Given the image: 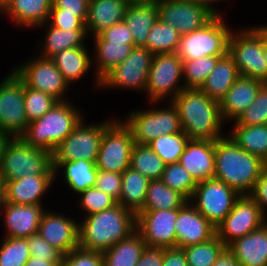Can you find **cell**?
I'll list each match as a JSON object with an SVG mask.
<instances>
[{"label": "cell", "instance_id": "cell-50", "mask_svg": "<svg viewBox=\"0 0 267 266\" xmlns=\"http://www.w3.org/2000/svg\"><path fill=\"white\" fill-rule=\"evenodd\" d=\"M48 23L61 30H86L85 23L76 13L64 12L61 8H51Z\"/></svg>", "mask_w": 267, "mask_h": 266}, {"label": "cell", "instance_id": "cell-8", "mask_svg": "<svg viewBox=\"0 0 267 266\" xmlns=\"http://www.w3.org/2000/svg\"><path fill=\"white\" fill-rule=\"evenodd\" d=\"M167 107L132 110L122 121L130 129L134 143L148 144L160 135L182 132L181 121L174 105L167 100Z\"/></svg>", "mask_w": 267, "mask_h": 266}, {"label": "cell", "instance_id": "cell-46", "mask_svg": "<svg viewBox=\"0 0 267 266\" xmlns=\"http://www.w3.org/2000/svg\"><path fill=\"white\" fill-rule=\"evenodd\" d=\"M239 125L267 124V84L264 83L255 101L235 120Z\"/></svg>", "mask_w": 267, "mask_h": 266}, {"label": "cell", "instance_id": "cell-20", "mask_svg": "<svg viewBox=\"0 0 267 266\" xmlns=\"http://www.w3.org/2000/svg\"><path fill=\"white\" fill-rule=\"evenodd\" d=\"M175 231L176 248L203 243L216 236V227L189 201L179 208Z\"/></svg>", "mask_w": 267, "mask_h": 266}, {"label": "cell", "instance_id": "cell-31", "mask_svg": "<svg viewBox=\"0 0 267 266\" xmlns=\"http://www.w3.org/2000/svg\"><path fill=\"white\" fill-rule=\"evenodd\" d=\"M239 76L233 58L227 54L218 60L215 68L199 89L209 98L220 101Z\"/></svg>", "mask_w": 267, "mask_h": 266}, {"label": "cell", "instance_id": "cell-35", "mask_svg": "<svg viewBox=\"0 0 267 266\" xmlns=\"http://www.w3.org/2000/svg\"><path fill=\"white\" fill-rule=\"evenodd\" d=\"M150 180L131 167L122 173L121 195L118 204L138 214L144 205Z\"/></svg>", "mask_w": 267, "mask_h": 266}, {"label": "cell", "instance_id": "cell-29", "mask_svg": "<svg viewBox=\"0 0 267 266\" xmlns=\"http://www.w3.org/2000/svg\"><path fill=\"white\" fill-rule=\"evenodd\" d=\"M159 19L157 1L152 3L129 4L124 16V23L131 30L135 46L144 47L148 34Z\"/></svg>", "mask_w": 267, "mask_h": 266}, {"label": "cell", "instance_id": "cell-44", "mask_svg": "<svg viewBox=\"0 0 267 266\" xmlns=\"http://www.w3.org/2000/svg\"><path fill=\"white\" fill-rule=\"evenodd\" d=\"M0 244V266H24L31 256L26 238L4 237Z\"/></svg>", "mask_w": 267, "mask_h": 266}, {"label": "cell", "instance_id": "cell-23", "mask_svg": "<svg viewBox=\"0 0 267 266\" xmlns=\"http://www.w3.org/2000/svg\"><path fill=\"white\" fill-rule=\"evenodd\" d=\"M55 175L25 176L21 179L6 180L5 200L18 205H43L42 198L55 183Z\"/></svg>", "mask_w": 267, "mask_h": 266}, {"label": "cell", "instance_id": "cell-63", "mask_svg": "<svg viewBox=\"0 0 267 266\" xmlns=\"http://www.w3.org/2000/svg\"><path fill=\"white\" fill-rule=\"evenodd\" d=\"M129 4H138V3H152L157 0H127Z\"/></svg>", "mask_w": 267, "mask_h": 266}, {"label": "cell", "instance_id": "cell-15", "mask_svg": "<svg viewBox=\"0 0 267 266\" xmlns=\"http://www.w3.org/2000/svg\"><path fill=\"white\" fill-rule=\"evenodd\" d=\"M154 54L146 47L135 46L131 54L100 80L99 89H131L145 92L147 75Z\"/></svg>", "mask_w": 267, "mask_h": 266}, {"label": "cell", "instance_id": "cell-56", "mask_svg": "<svg viewBox=\"0 0 267 266\" xmlns=\"http://www.w3.org/2000/svg\"><path fill=\"white\" fill-rule=\"evenodd\" d=\"M162 266H188L184 251L181 248L163 249Z\"/></svg>", "mask_w": 267, "mask_h": 266}, {"label": "cell", "instance_id": "cell-54", "mask_svg": "<svg viewBox=\"0 0 267 266\" xmlns=\"http://www.w3.org/2000/svg\"><path fill=\"white\" fill-rule=\"evenodd\" d=\"M250 196L267 216V166L261 171Z\"/></svg>", "mask_w": 267, "mask_h": 266}, {"label": "cell", "instance_id": "cell-38", "mask_svg": "<svg viewBox=\"0 0 267 266\" xmlns=\"http://www.w3.org/2000/svg\"><path fill=\"white\" fill-rule=\"evenodd\" d=\"M163 160L148 146L134 143L131 151L130 167L149 180L161 179L165 169Z\"/></svg>", "mask_w": 267, "mask_h": 266}, {"label": "cell", "instance_id": "cell-3", "mask_svg": "<svg viewBox=\"0 0 267 266\" xmlns=\"http://www.w3.org/2000/svg\"><path fill=\"white\" fill-rule=\"evenodd\" d=\"M79 223V247L104 252L136 231V214L120 204L85 216Z\"/></svg>", "mask_w": 267, "mask_h": 266}, {"label": "cell", "instance_id": "cell-34", "mask_svg": "<svg viewBox=\"0 0 267 266\" xmlns=\"http://www.w3.org/2000/svg\"><path fill=\"white\" fill-rule=\"evenodd\" d=\"M146 247L141 234L136 230L102 252L103 266H135Z\"/></svg>", "mask_w": 267, "mask_h": 266}, {"label": "cell", "instance_id": "cell-43", "mask_svg": "<svg viewBox=\"0 0 267 266\" xmlns=\"http://www.w3.org/2000/svg\"><path fill=\"white\" fill-rule=\"evenodd\" d=\"M161 180L166 186L181 194L187 201L191 199L197 186V182L179 162L166 164Z\"/></svg>", "mask_w": 267, "mask_h": 266}, {"label": "cell", "instance_id": "cell-52", "mask_svg": "<svg viewBox=\"0 0 267 266\" xmlns=\"http://www.w3.org/2000/svg\"><path fill=\"white\" fill-rule=\"evenodd\" d=\"M98 35L105 41L126 42V44L134 45L131 30L124 21L102 30Z\"/></svg>", "mask_w": 267, "mask_h": 266}, {"label": "cell", "instance_id": "cell-48", "mask_svg": "<svg viewBox=\"0 0 267 266\" xmlns=\"http://www.w3.org/2000/svg\"><path fill=\"white\" fill-rule=\"evenodd\" d=\"M61 266H103L102 252L77 247L63 256Z\"/></svg>", "mask_w": 267, "mask_h": 266}, {"label": "cell", "instance_id": "cell-14", "mask_svg": "<svg viewBox=\"0 0 267 266\" xmlns=\"http://www.w3.org/2000/svg\"><path fill=\"white\" fill-rule=\"evenodd\" d=\"M12 70L25 83L26 87L51 95L59 102L69 100L64 96L67 95L71 86L65 81L62 73L51 59L36 55L24 63H19Z\"/></svg>", "mask_w": 267, "mask_h": 266}, {"label": "cell", "instance_id": "cell-49", "mask_svg": "<svg viewBox=\"0 0 267 266\" xmlns=\"http://www.w3.org/2000/svg\"><path fill=\"white\" fill-rule=\"evenodd\" d=\"M30 254L32 257L62 263L63 255L43 239L38 233L27 237Z\"/></svg>", "mask_w": 267, "mask_h": 266}, {"label": "cell", "instance_id": "cell-27", "mask_svg": "<svg viewBox=\"0 0 267 266\" xmlns=\"http://www.w3.org/2000/svg\"><path fill=\"white\" fill-rule=\"evenodd\" d=\"M128 6L127 0H89L88 18L85 23L87 35H97L102 30L122 22Z\"/></svg>", "mask_w": 267, "mask_h": 266}, {"label": "cell", "instance_id": "cell-61", "mask_svg": "<svg viewBox=\"0 0 267 266\" xmlns=\"http://www.w3.org/2000/svg\"><path fill=\"white\" fill-rule=\"evenodd\" d=\"M5 202H6V200H5V186H4V181L0 177V212L3 209Z\"/></svg>", "mask_w": 267, "mask_h": 266}, {"label": "cell", "instance_id": "cell-62", "mask_svg": "<svg viewBox=\"0 0 267 266\" xmlns=\"http://www.w3.org/2000/svg\"><path fill=\"white\" fill-rule=\"evenodd\" d=\"M263 51H264V57L267 63V36L263 33Z\"/></svg>", "mask_w": 267, "mask_h": 266}, {"label": "cell", "instance_id": "cell-60", "mask_svg": "<svg viewBox=\"0 0 267 266\" xmlns=\"http://www.w3.org/2000/svg\"><path fill=\"white\" fill-rule=\"evenodd\" d=\"M11 138H12L11 136L0 132V167L2 164V158H3L5 147Z\"/></svg>", "mask_w": 267, "mask_h": 266}, {"label": "cell", "instance_id": "cell-40", "mask_svg": "<svg viewBox=\"0 0 267 266\" xmlns=\"http://www.w3.org/2000/svg\"><path fill=\"white\" fill-rule=\"evenodd\" d=\"M189 141L182 131L175 134L160 135L148 143V146L163 160L165 164L178 163Z\"/></svg>", "mask_w": 267, "mask_h": 266}, {"label": "cell", "instance_id": "cell-1", "mask_svg": "<svg viewBox=\"0 0 267 266\" xmlns=\"http://www.w3.org/2000/svg\"><path fill=\"white\" fill-rule=\"evenodd\" d=\"M171 103L189 139L215 141L225 136L219 101L209 98L202 90L184 88Z\"/></svg>", "mask_w": 267, "mask_h": 266}, {"label": "cell", "instance_id": "cell-47", "mask_svg": "<svg viewBox=\"0 0 267 266\" xmlns=\"http://www.w3.org/2000/svg\"><path fill=\"white\" fill-rule=\"evenodd\" d=\"M78 195H80V204L78 203V205H80V209L86 214L84 216L109 209L117 204V201L113 197L96 187L88 188Z\"/></svg>", "mask_w": 267, "mask_h": 266}, {"label": "cell", "instance_id": "cell-22", "mask_svg": "<svg viewBox=\"0 0 267 266\" xmlns=\"http://www.w3.org/2000/svg\"><path fill=\"white\" fill-rule=\"evenodd\" d=\"M264 83L260 79L240 75L219 101L223 121H235L255 101Z\"/></svg>", "mask_w": 267, "mask_h": 266}, {"label": "cell", "instance_id": "cell-12", "mask_svg": "<svg viewBox=\"0 0 267 266\" xmlns=\"http://www.w3.org/2000/svg\"><path fill=\"white\" fill-rule=\"evenodd\" d=\"M239 197L233 188L213 177L197 182L189 202L217 227L230 213Z\"/></svg>", "mask_w": 267, "mask_h": 266}, {"label": "cell", "instance_id": "cell-65", "mask_svg": "<svg viewBox=\"0 0 267 266\" xmlns=\"http://www.w3.org/2000/svg\"><path fill=\"white\" fill-rule=\"evenodd\" d=\"M258 27L263 31V33L267 36V24H264L262 26H259Z\"/></svg>", "mask_w": 267, "mask_h": 266}, {"label": "cell", "instance_id": "cell-24", "mask_svg": "<svg viewBox=\"0 0 267 266\" xmlns=\"http://www.w3.org/2000/svg\"><path fill=\"white\" fill-rule=\"evenodd\" d=\"M179 163L196 182L214 177L215 141L189 139Z\"/></svg>", "mask_w": 267, "mask_h": 266}, {"label": "cell", "instance_id": "cell-57", "mask_svg": "<svg viewBox=\"0 0 267 266\" xmlns=\"http://www.w3.org/2000/svg\"><path fill=\"white\" fill-rule=\"evenodd\" d=\"M212 266H240L232 254L226 249Z\"/></svg>", "mask_w": 267, "mask_h": 266}, {"label": "cell", "instance_id": "cell-6", "mask_svg": "<svg viewBox=\"0 0 267 266\" xmlns=\"http://www.w3.org/2000/svg\"><path fill=\"white\" fill-rule=\"evenodd\" d=\"M225 21L222 15H216L202 28L181 35L176 56L187 61L205 56L227 55L233 29Z\"/></svg>", "mask_w": 267, "mask_h": 266}, {"label": "cell", "instance_id": "cell-5", "mask_svg": "<svg viewBox=\"0 0 267 266\" xmlns=\"http://www.w3.org/2000/svg\"><path fill=\"white\" fill-rule=\"evenodd\" d=\"M55 175L52 154L25 143L20 137L11 138L5 147L0 177L3 181L25 176Z\"/></svg>", "mask_w": 267, "mask_h": 266}, {"label": "cell", "instance_id": "cell-13", "mask_svg": "<svg viewBox=\"0 0 267 266\" xmlns=\"http://www.w3.org/2000/svg\"><path fill=\"white\" fill-rule=\"evenodd\" d=\"M25 83L12 70L0 83V132L20 137L28 123L24 101Z\"/></svg>", "mask_w": 267, "mask_h": 266}, {"label": "cell", "instance_id": "cell-10", "mask_svg": "<svg viewBox=\"0 0 267 266\" xmlns=\"http://www.w3.org/2000/svg\"><path fill=\"white\" fill-rule=\"evenodd\" d=\"M181 80H183V61L176 56V53L155 54L144 92L149 99L148 102L157 106L161 100L164 102L168 99L171 102L184 89Z\"/></svg>", "mask_w": 267, "mask_h": 266}, {"label": "cell", "instance_id": "cell-9", "mask_svg": "<svg viewBox=\"0 0 267 266\" xmlns=\"http://www.w3.org/2000/svg\"><path fill=\"white\" fill-rule=\"evenodd\" d=\"M113 120L88 125L83 118L52 153L53 169L61 162L80 159L96 163L104 130Z\"/></svg>", "mask_w": 267, "mask_h": 266}, {"label": "cell", "instance_id": "cell-39", "mask_svg": "<svg viewBox=\"0 0 267 266\" xmlns=\"http://www.w3.org/2000/svg\"><path fill=\"white\" fill-rule=\"evenodd\" d=\"M181 34L171 25L160 19L151 28L146 47L152 54L175 52L180 41Z\"/></svg>", "mask_w": 267, "mask_h": 266}, {"label": "cell", "instance_id": "cell-64", "mask_svg": "<svg viewBox=\"0 0 267 266\" xmlns=\"http://www.w3.org/2000/svg\"><path fill=\"white\" fill-rule=\"evenodd\" d=\"M12 0H0V12H2Z\"/></svg>", "mask_w": 267, "mask_h": 266}, {"label": "cell", "instance_id": "cell-7", "mask_svg": "<svg viewBox=\"0 0 267 266\" xmlns=\"http://www.w3.org/2000/svg\"><path fill=\"white\" fill-rule=\"evenodd\" d=\"M237 30L231 33L228 54L233 58L239 75L260 79L267 84L263 31L258 26Z\"/></svg>", "mask_w": 267, "mask_h": 266}, {"label": "cell", "instance_id": "cell-26", "mask_svg": "<svg viewBox=\"0 0 267 266\" xmlns=\"http://www.w3.org/2000/svg\"><path fill=\"white\" fill-rule=\"evenodd\" d=\"M93 53L95 64V87L100 88V80L118 64H121L132 52L135 45L126 42H111L103 40L98 34L94 35Z\"/></svg>", "mask_w": 267, "mask_h": 266}, {"label": "cell", "instance_id": "cell-45", "mask_svg": "<svg viewBox=\"0 0 267 266\" xmlns=\"http://www.w3.org/2000/svg\"><path fill=\"white\" fill-rule=\"evenodd\" d=\"M24 101L28 123L42 117L59 102L51 95L26 86L24 90Z\"/></svg>", "mask_w": 267, "mask_h": 266}, {"label": "cell", "instance_id": "cell-33", "mask_svg": "<svg viewBox=\"0 0 267 266\" xmlns=\"http://www.w3.org/2000/svg\"><path fill=\"white\" fill-rule=\"evenodd\" d=\"M44 25V29L46 28L45 39H42L43 44H39L42 49L37 54L42 58L51 59L65 49L85 46L86 42L84 43V41L87 37L89 38L86 30H61L52 27L48 22L41 27Z\"/></svg>", "mask_w": 267, "mask_h": 266}, {"label": "cell", "instance_id": "cell-51", "mask_svg": "<svg viewBox=\"0 0 267 266\" xmlns=\"http://www.w3.org/2000/svg\"><path fill=\"white\" fill-rule=\"evenodd\" d=\"M121 183L122 174L98 170L94 187L105 192L118 201L121 195Z\"/></svg>", "mask_w": 267, "mask_h": 266}, {"label": "cell", "instance_id": "cell-58", "mask_svg": "<svg viewBox=\"0 0 267 266\" xmlns=\"http://www.w3.org/2000/svg\"><path fill=\"white\" fill-rule=\"evenodd\" d=\"M62 263L54 261H45V259L35 258L30 256L24 266H61Z\"/></svg>", "mask_w": 267, "mask_h": 266}, {"label": "cell", "instance_id": "cell-28", "mask_svg": "<svg viewBox=\"0 0 267 266\" xmlns=\"http://www.w3.org/2000/svg\"><path fill=\"white\" fill-rule=\"evenodd\" d=\"M52 0H12L1 12L22 28H41L48 22Z\"/></svg>", "mask_w": 267, "mask_h": 266}, {"label": "cell", "instance_id": "cell-37", "mask_svg": "<svg viewBox=\"0 0 267 266\" xmlns=\"http://www.w3.org/2000/svg\"><path fill=\"white\" fill-rule=\"evenodd\" d=\"M186 202L181 194L166 186L161 179L150 180L141 211L177 209Z\"/></svg>", "mask_w": 267, "mask_h": 266}, {"label": "cell", "instance_id": "cell-36", "mask_svg": "<svg viewBox=\"0 0 267 266\" xmlns=\"http://www.w3.org/2000/svg\"><path fill=\"white\" fill-rule=\"evenodd\" d=\"M233 124L228 135L241 149L254 154L266 163L267 124L247 126L239 125L236 121Z\"/></svg>", "mask_w": 267, "mask_h": 266}, {"label": "cell", "instance_id": "cell-42", "mask_svg": "<svg viewBox=\"0 0 267 266\" xmlns=\"http://www.w3.org/2000/svg\"><path fill=\"white\" fill-rule=\"evenodd\" d=\"M221 57L223 56H205L183 61L184 88L199 89Z\"/></svg>", "mask_w": 267, "mask_h": 266}, {"label": "cell", "instance_id": "cell-53", "mask_svg": "<svg viewBox=\"0 0 267 266\" xmlns=\"http://www.w3.org/2000/svg\"><path fill=\"white\" fill-rule=\"evenodd\" d=\"M51 8H61L64 12L76 13V16L86 23L89 0H52Z\"/></svg>", "mask_w": 267, "mask_h": 266}, {"label": "cell", "instance_id": "cell-18", "mask_svg": "<svg viewBox=\"0 0 267 266\" xmlns=\"http://www.w3.org/2000/svg\"><path fill=\"white\" fill-rule=\"evenodd\" d=\"M159 19L181 35L191 33L209 23L216 15L191 0H157Z\"/></svg>", "mask_w": 267, "mask_h": 266}, {"label": "cell", "instance_id": "cell-16", "mask_svg": "<svg viewBox=\"0 0 267 266\" xmlns=\"http://www.w3.org/2000/svg\"><path fill=\"white\" fill-rule=\"evenodd\" d=\"M267 222V216L250 195H241L232 210L216 227V236L227 247L237 238L260 228Z\"/></svg>", "mask_w": 267, "mask_h": 266}, {"label": "cell", "instance_id": "cell-4", "mask_svg": "<svg viewBox=\"0 0 267 266\" xmlns=\"http://www.w3.org/2000/svg\"><path fill=\"white\" fill-rule=\"evenodd\" d=\"M71 101L58 102L42 117L30 122L20 138L51 154L83 119L82 110Z\"/></svg>", "mask_w": 267, "mask_h": 266}, {"label": "cell", "instance_id": "cell-55", "mask_svg": "<svg viewBox=\"0 0 267 266\" xmlns=\"http://www.w3.org/2000/svg\"><path fill=\"white\" fill-rule=\"evenodd\" d=\"M163 248L146 247L135 266H162Z\"/></svg>", "mask_w": 267, "mask_h": 266}, {"label": "cell", "instance_id": "cell-32", "mask_svg": "<svg viewBox=\"0 0 267 266\" xmlns=\"http://www.w3.org/2000/svg\"><path fill=\"white\" fill-rule=\"evenodd\" d=\"M60 170V171H59ZM63 174L64 184L71 191L79 194L88 188L94 187L97 179L98 169L96 163L89 162L83 159L61 162L55 169V180L57 175L61 172Z\"/></svg>", "mask_w": 267, "mask_h": 266}, {"label": "cell", "instance_id": "cell-17", "mask_svg": "<svg viewBox=\"0 0 267 266\" xmlns=\"http://www.w3.org/2000/svg\"><path fill=\"white\" fill-rule=\"evenodd\" d=\"M179 208L140 211L136 215V230L141 234L147 247L176 248L175 222Z\"/></svg>", "mask_w": 267, "mask_h": 266}, {"label": "cell", "instance_id": "cell-2", "mask_svg": "<svg viewBox=\"0 0 267 266\" xmlns=\"http://www.w3.org/2000/svg\"><path fill=\"white\" fill-rule=\"evenodd\" d=\"M265 166L264 161L241 149L228 134L215 140L214 178L233 188L240 196L251 194Z\"/></svg>", "mask_w": 267, "mask_h": 266}, {"label": "cell", "instance_id": "cell-59", "mask_svg": "<svg viewBox=\"0 0 267 266\" xmlns=\"http://www.w3.org/2000/svg\"><path fill=\"white\" fill-rule=\"evenodd\" d=\"M191 1L205 6L211 12H213L215 15H223V14H221V12L218 11V9H216L214 7V4L215 3L217 4V2H221V1L223 2V1H227V0H191Z\"/></svg>", "mask_w": 267, "mask_h": 266}, {"label": "cell", "instance_id": "cell-19", "mask_svg": "<svg viewBox=\"0 0 267 266\" xmlns=\"http://www.w3.org/2000/svg\"><path fill=\"white\" fill-rule=\"evenodd\" d=\"M79 222L46 209L40 220L38 234L64 256L79 247Z\"/></svg>", "mask_w": 267, "mask_h": 266}, {"label": "cell", "instance_id": "cell-30", "mask_svg": "<svg viewBox=\"0 0 267 266\" xmlns=\"http://www.w3.org/2000/svg\"><path fill=\"white\" fill-rule=\"evenodd\" d=\"M87 46L65 49L51 58L69 84L79 82L91 69L92 58Z\"/></svg>", "mask_w": 267, "mask_h": 266}, {"label": "cell", "instance_id": "cell-41", "mask_svg": "<svg viewBox=\"0 0 267 266\" xmlns=\"http://www.w3.org/2000/svg\"><path fill=\"white\" fill-rule=\"evenodd\" d=\"M181 249L184 251L188 266H212L227 247L214 236L209 241Z\"/></svg>", "mask_w": 267, "mask_h": 266}, {"label": "cell", "instance_id": "cell-25", "mask_svg": "<svg viewBox=\"0 0 267 266\" xmlns=\"http://www.w3.org/2000/svg\"><path fill=\"white\" fill-rule=\"evenodd\" d=\"M240 266H267V222L227 246Z\"/></svg>", "mask_w": 267, "mask_h": 266}, {"label": "cell", "instance_id": "cell-11", "mask_svg": "<svg viewBox=\"0 0 267 266\" xmlns=\"http://www.w3.org/2000/svg\"><path fill=\"white\" fill-rule=\"evenodd\" d=\"M133 145L130 129L121 119L114 117L103 133L96 161L97 169L122 174L130 167Z\"/></svg>", "mask_w": 267, "mask_h": 266}, {"label": "cell", "instance_id": "cell-21", "mask_svg": "<svg viewBox=\"0 0 267 266\" xmlns=\"http://www.w3.org/2000/svg\"><path fill=\"white\" fill-rule=\"evenodd\" d=\"M43 205H18L5 202L3 207L4 237L27 238L38 233Z\"/></svg>", "mask_w": 267, "mask_h": 266}]
</instances>
